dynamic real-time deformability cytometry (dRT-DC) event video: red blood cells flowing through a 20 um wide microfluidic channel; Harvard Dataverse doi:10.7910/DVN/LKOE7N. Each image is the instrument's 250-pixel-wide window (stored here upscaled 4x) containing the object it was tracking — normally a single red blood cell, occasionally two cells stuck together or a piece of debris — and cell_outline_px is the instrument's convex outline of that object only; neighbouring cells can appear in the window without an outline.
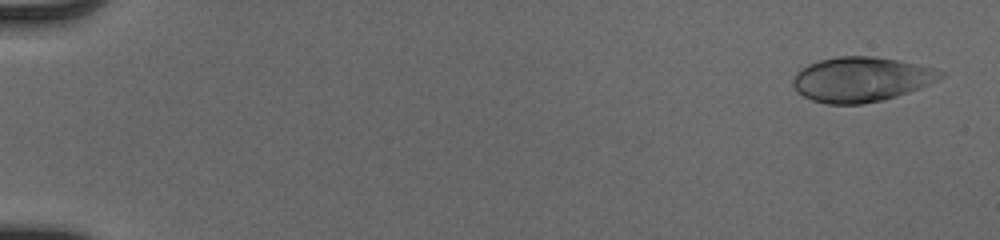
{"species": "human", "species_latin": "Homo sapiens", "temperature_condition": "cold", "stored_images_in_passage": 51, "camera_frame_rate_fps": 3000, "um_per_image_px": 0.085, "donor": {"sex": "male"}, "frame": {"image": 1, "passage_image": 2, "time_ms": 0.333, "image_size_px": [1000, 240], "cell_outline_px": [[944, 76], [928, 84], [908, 92], [884, 100], [860, 104], [828, 104], [812, 100], [804, 96], [792, 84], [792, 80], [796, 72], [800, 68], [808, 64], [820, 60], [836, 56], [876, 56], [900, 60], [932, 68], [944, 72]], "centroid_in_image_um": [73.17, 6.73], "position_along_channel_um": 11.8, "area_um2": 38.38}}
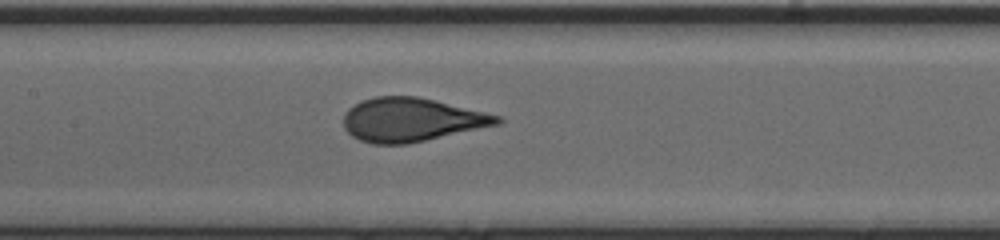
{"frame": {"image": 2, "passage_image": 26, "time_ms": 8.333, "image_size_px": [1000, 240], "cell_outline_px": [[504, 120], [500, 124], [408, 144], [372, 144], [360, 140], [352, 136], [344, 128], [344, 116], [348, 108], [360, 100], [376, 96], [416, 96], [484, 112], [500, 116]], "centroid_in_image_um": [34.94, 10.18], "position_along_channel_um": 172.5, "area_um2": 38.96}}
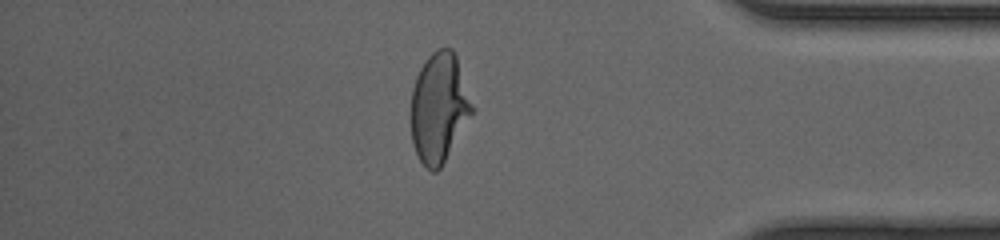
{"frame": {"image": 3, "passage_image": 44, "time_ms": 14.333, "image_size_px": [1000, 240], "cell_outline_px": [[476, 108], [440, 168], [436, 172], [432, 172], [420, 160], [412, 144], [412, 88], [416, 76], [420, 68], [428, 56], [436, 48], [452, 48], [456, 56]], "centroid_in_image_um": [37.34, 9.12], "position_along_channel_um": 397.9, "area_um2": 39.02}, "authors_computed_cell_mechanics": {"area_um2": 38.9572, "velocity_mm_per_s": 4.1396, "shape_relaxation_time_tau1_ms": 3.9274, "shape_relaxation_time_tau2_ms": null, "deformation_change_tau1": 0.1684, "deformation_change_tau2": null}}